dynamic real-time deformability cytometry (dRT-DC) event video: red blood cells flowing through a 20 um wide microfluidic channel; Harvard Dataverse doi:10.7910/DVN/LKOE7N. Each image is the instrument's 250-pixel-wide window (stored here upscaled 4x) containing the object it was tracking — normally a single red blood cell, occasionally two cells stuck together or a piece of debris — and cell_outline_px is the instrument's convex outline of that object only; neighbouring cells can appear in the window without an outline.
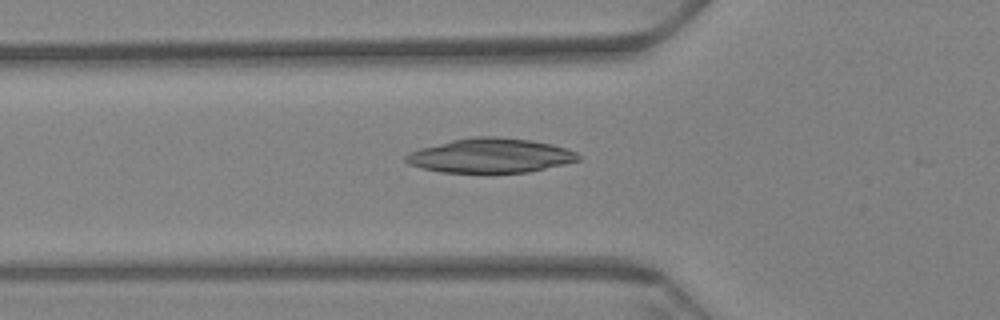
{"species": "Egyptian fruit bat (a non-hibernating species)", "species_latin": "Rousettus aegyptiacus", "temperature_condition": "warm", "stored_images_in_passage": 27, "camera_frame_rate_fps": 3000, "um_per_image_px": 0.085, "animal": {"sex": "female"}, "frame": {"image": 1, "passage_image": 22, "time_ms": 7.0, "image_size_px": [1000, 320], "cell_outline_px": [[580, 160], [564, 164], [528, 172], [440, 172], [408, 164], [404, 160], [404, 156], [408, 152], [420, 148], [452, 140], [476, 136], [496, 136], [532, 140], [552, 144], [576, 152], [580, 156]], "centroid_in_image_um": [41.67, 13.22], "position_along_channel_um": 84.1, "area_um2": 34.45}}
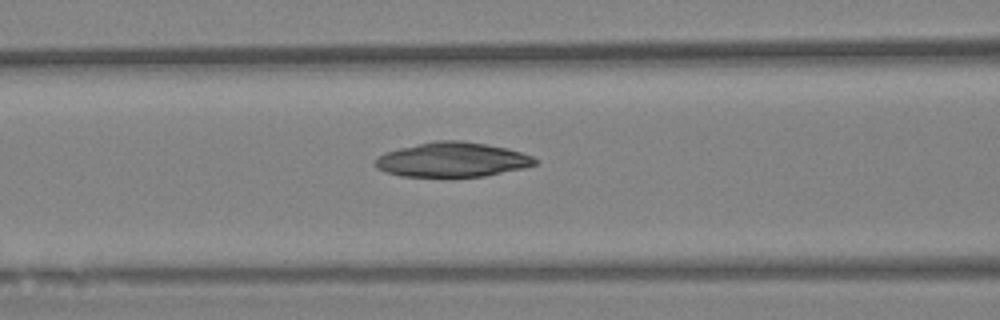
{"frame": {"image": 2, "passage_image": 26, "time_ms": 8.333, "image_size_px": [1000, 320], "cell_outline_px": [[540, 160], [536, 164], [524, 168], [484, 176], [400, 176], [384, 172], [376, 168], [376, 156], [384, 152], [400, 148], [436, 140], [460, 140], [508, 148], [532, 156]], "centroid_in_image_um": [38.44, 13.57], "position_along_channel_um": 128.2, "area_um2": 32.14}}